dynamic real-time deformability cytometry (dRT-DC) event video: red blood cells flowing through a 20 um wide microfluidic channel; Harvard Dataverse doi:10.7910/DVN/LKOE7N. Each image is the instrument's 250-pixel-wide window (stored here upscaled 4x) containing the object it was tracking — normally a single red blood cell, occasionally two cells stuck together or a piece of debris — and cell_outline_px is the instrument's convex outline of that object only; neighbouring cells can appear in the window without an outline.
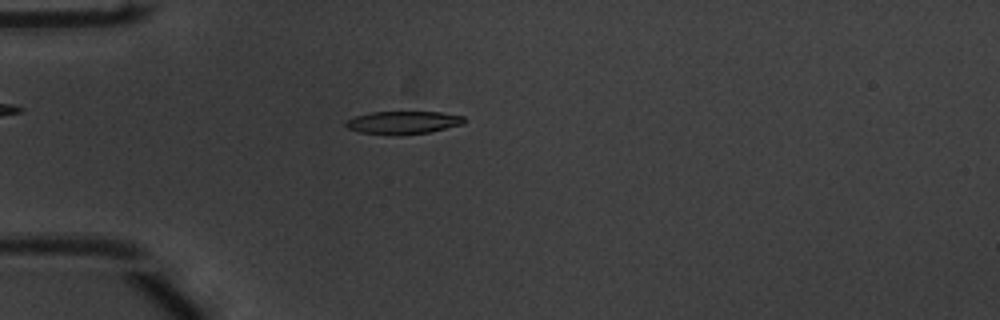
{"species": "common noctule bat (a hibernating species)", "species_latin": "Nyctalus noctula", "temperature_condition": "warm", "stored_images_in_passage": 41, "camera_frame_rate_fps": 3000, "um_per_image_px": 0.085, "animal": {"sex": "male", "body_mass_g": 20.1, "forearm_length_mm": 53.5}, "frame": {"image": 1, "passage_image": 4, "time_ms": 1.0, "image_size_px": [1000, 320], "cell_outline_px": [[464, 124], [428, 132], [400, 136], [360, 132], [348, 128], [344, 124], [348, 120], [356, 116], [372, 112], [440, 112], [464, 116]], "centroid_in_image_um": [34.28, 10.42], "position_along_channel_um": 50.7, "area_um2": 15.72}}
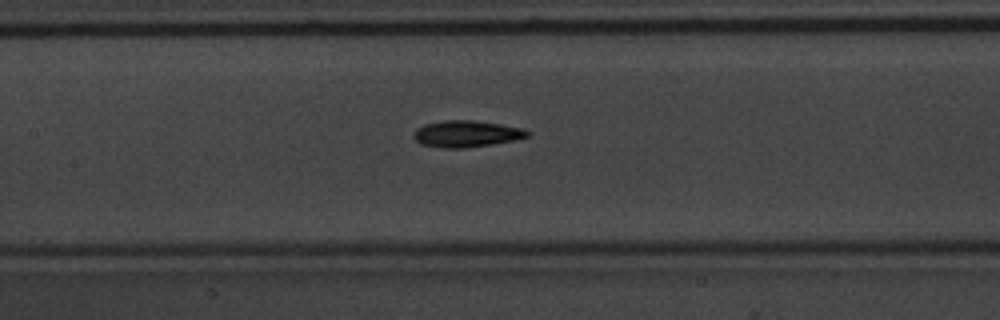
{"frame": {"image": 2, "passage_image": 14, "time_ms": 4.333, "image_size_px": [1000, 320], "cell_outline_px": [[528, 136], [516, 140], [492, 144], [464, 148], [444, 148], [420, 144], [412, 136], [416, 128], [424, 124], [444, 120], [472, 120], [500, 124], [524, 128], [528, 132]], "centroid_in_image_um": [39.62, 11.37], "position_along_channel_um": 167.8, "area_um2": 17.63}}
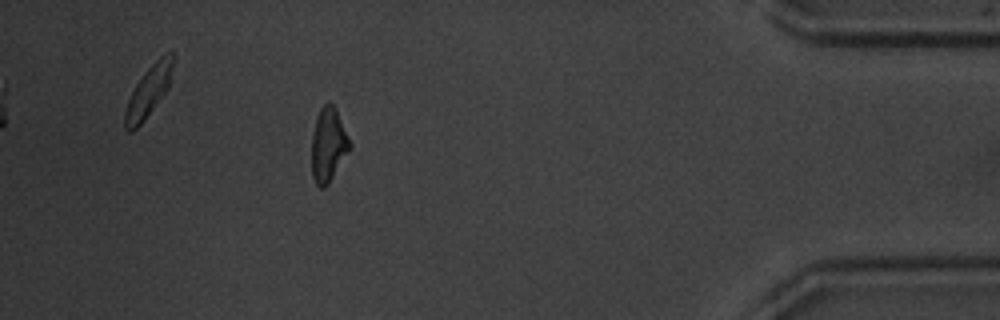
{"frame": {"image": 3, "passage_image": 36, "time_ms": 11.667, "image_size_px": [1000, 320], "cell_outline_px": [[352, 148], [328, 184], [324, 188], [320, 188], [316, 184], [312, 176], [312, 136], [316, 116], [320, 108], [328, 100], [336, 108], [352, 144]], "centroid_in_image_um": [27.92, 12.3], "position_along_channel_um": 407.3, "area_um2": 16.7}, "authors_computed_cell_mechanics": {"area_um2": 16.5308, "velocity_mm_per_s": 3.8957, "shape_relaxation_time_tau1_ms": 4.4665, "shape_relaxation_time_tau2_ms": 5.0117, "deformation_change_tau1": 0.1753, "deformation_change_tau2": 0.1421}}